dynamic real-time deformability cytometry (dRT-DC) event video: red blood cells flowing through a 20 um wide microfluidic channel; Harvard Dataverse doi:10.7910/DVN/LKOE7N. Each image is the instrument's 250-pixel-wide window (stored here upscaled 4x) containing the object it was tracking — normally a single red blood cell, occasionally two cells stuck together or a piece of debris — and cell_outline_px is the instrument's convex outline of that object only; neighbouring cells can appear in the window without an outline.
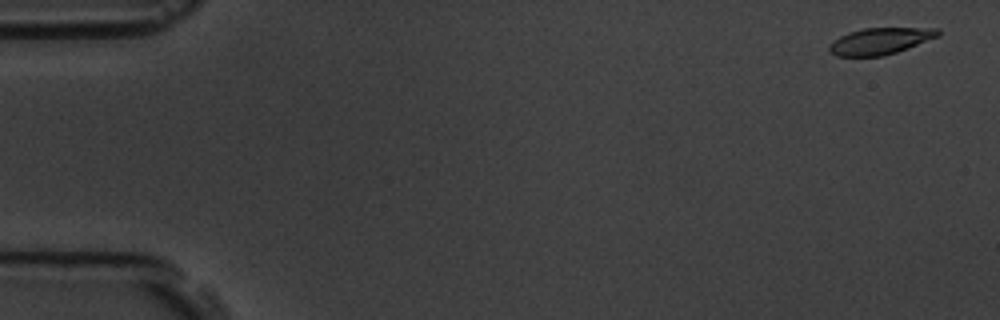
{"species": "common noctule bat (a hibernating species)", "species_latin": "Nyctalus noctula", "temperature_condition": "room temperature", "stored_images_in_passage": 6, "camera_frame_rate_fps": 3000, "um_per_image_px": 0.085, "animal": {"sex": "male", "body_mass_g": 19.5, "forearm_length_mm": 54.6}, "frame": {"image": 1, "passage_image": 1, "time_ms": 0.0, "image_size_px": [1000, 320], "cell_outline_px": [[940, 36], [908, 48], [884, 56], [836, 56], [828, 48], [828, 44], [840, 36], [848, 32], [864, 28], [940, 28]], "centroid_in_image_um": [74.83, 3.48], "position_along_channel_um": 10.2, "area_um2": 16.88}}
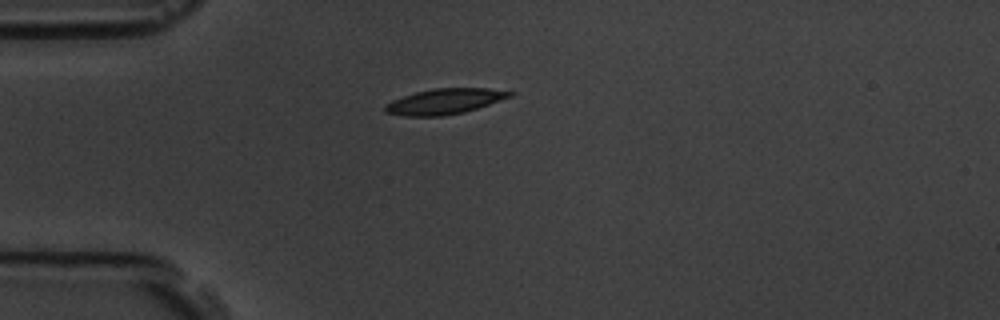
{"frame": {"image": 2, "passage_image": 4, "time_ms": 4.333, "image_size_px": [1000, 320], "cell_outline_px": [[516, 92], [512, 96], [464, 112], [440, 116], [404, 116], [384, 112], [384, 104], [392, 100], [416, 92], [432, 88], [488, 88]], "centroid_in_image_um": [37.76, 8.61], "position_along_channel_um": 47.2, "area_um2": 18.44}}
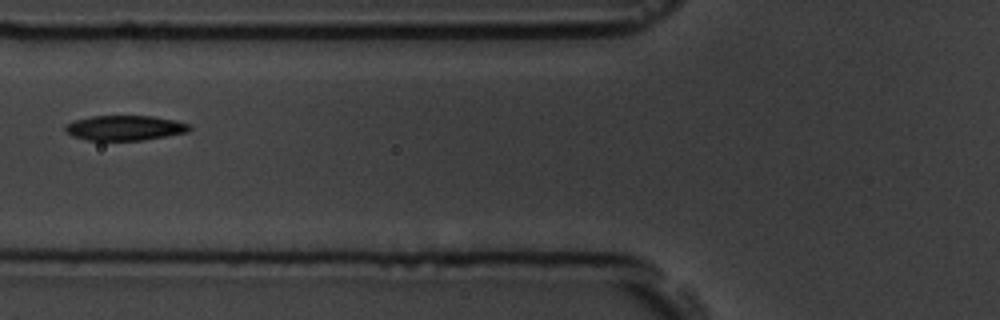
{"frame": {"image": 3, "passage_image": 6, "time_ms": 6.667, "image_size_px": [1000, 320], "cell_outline_px": [[192, 128], [188, 132], [144, 140], [88, 140], [72, 136], [64, 128], [68, 124], [76, 120], [92, 116], [152, 116], [192, 124]], "centroid_in_image_um": [10.66, 10.87], "position_along_channel_um": 115.1, "area_um2": 17.92}}